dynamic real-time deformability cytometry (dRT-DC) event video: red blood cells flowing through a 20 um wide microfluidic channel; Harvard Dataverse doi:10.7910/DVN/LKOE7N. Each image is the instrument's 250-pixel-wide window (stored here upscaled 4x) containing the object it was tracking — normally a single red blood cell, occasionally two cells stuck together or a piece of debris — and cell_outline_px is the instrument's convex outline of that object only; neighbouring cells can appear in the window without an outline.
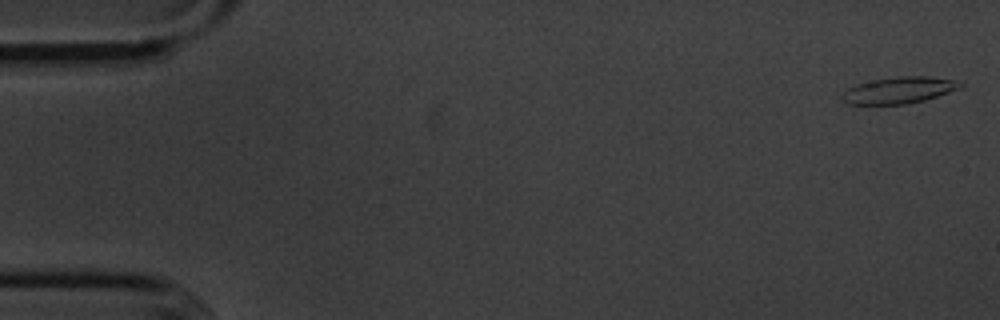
{"species": "common noctule bat (a hibernating species)", "species_latin": "Nyctalus noctula", "temperature_condition": "cold", "stored_images_in_passage": 55, "camera_frame_rate_fps": 3000, "um_per_image_px": 0.085, "animal": {"sex": "male", "body_mass_g": 20.1, "forearm_length_mm": 53.5}, "frame": {"image": 1, "passage_image": 1, "time_ms": 0.0, "image_size_px": [1000, 320], "cell_outline_px": [[964, 84], [960, 88], [924, 100], [908, 104], [848, 104], [840, 100], [840, 96], [848, 88], [856, 84], [896, 76], [928, 76], [960, 80]], "centroid_in_image_um": [76.42, 7.66], "position_along_channel_um": 8.6, "area_um2": 18.32}}
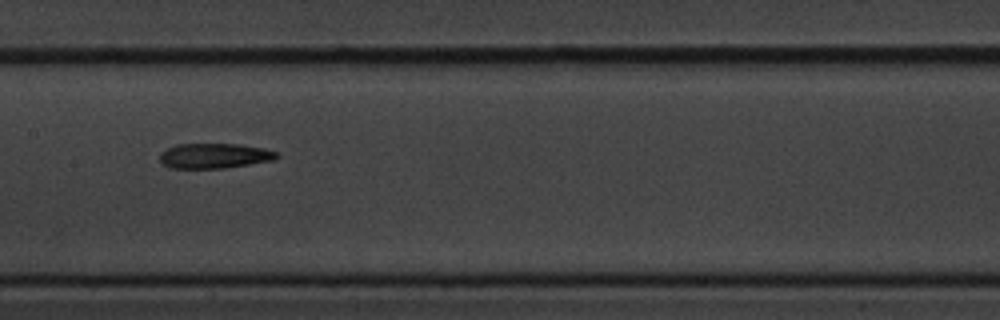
{"frame": {"image": 2, "passage_image": 27, "time_ms": 8.667, "image_size_px": [1000, 320], "cell_outline_px": [[276, 156], [272, 160], [224, 168], [168, 168], [160, 160], [160, 152], [176, 144], [240, 144], [264, 148], [276, 152]], "centroid_in_image_um": [18.17, 13.24], "position_along_channel_um": 189.2, "area_um2": 16.88}}
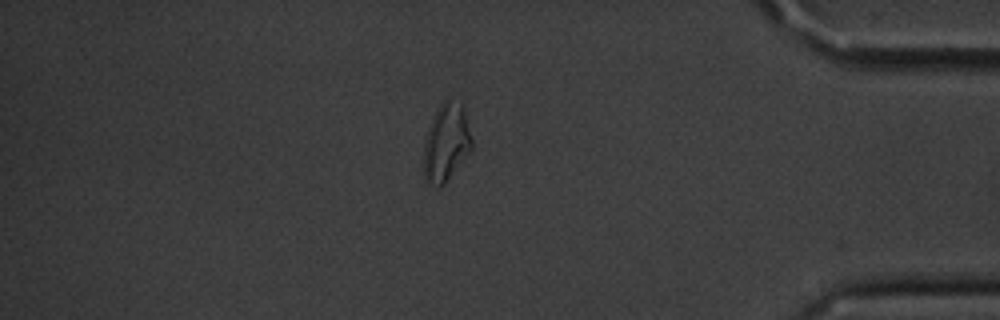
{"frame": {"image": 3, "passage_image": 47, "time_ms": 15.333, "image_size_px": [1000, 320], "cell_outline_px": [[472, 148], [444, 184], [440, 188], [436, 188], [424, 184], [424, 136], [432, 116], [440, 104], [444, 100], [460, 100], [464, 108], [472, 140]], "centroid_in_image_um": [37.89, 12.13], "position_along_channel_um": 397.3, "area_um2": 22.2}, "authors_computed_cell_mechanics": {"area_um2": 17.918, "velocity_mm_per_s": 3.6128, "shape_relaxation_time_tau1_ms": 4.8269, "shape_relaxation_time_tau2_ms": 3.9822, "deformation_change_tau1": 0.1942, "deformation_change_tau2": 0.1495}}